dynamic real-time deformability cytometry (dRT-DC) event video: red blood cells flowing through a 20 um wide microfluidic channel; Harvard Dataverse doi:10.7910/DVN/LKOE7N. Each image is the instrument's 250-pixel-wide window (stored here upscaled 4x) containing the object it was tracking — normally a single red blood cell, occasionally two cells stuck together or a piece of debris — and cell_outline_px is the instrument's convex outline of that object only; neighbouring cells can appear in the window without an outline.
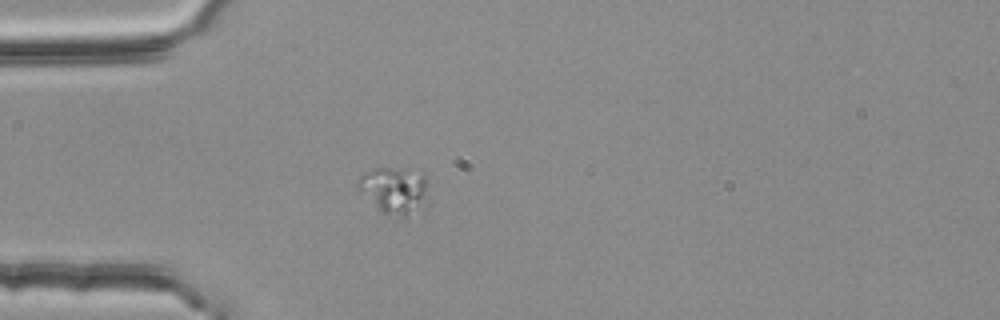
{"species": "common noctule bat (a hibernating species)", "species_latin": "Nyctalus noctula", "temperature_condition": "room temperature", "stored_images_in_passage": 3, "camera_frame_rate_fps": 3000, "um_per_image_px": 0.085, "animal": {"sex": "female", "body_mass_g": 25.1}, "frame": {"image": 1, "passage_image": 3, "time_ms": 0.667, "image_size_px": [1000, 320], "cell_outline_px": [[424, 188], [408, 220], [404, 220], [380, 212], [356, 188], [356, 180], [360, 176], [376, 168], [388, 168], [424, 172]], "centroid_in_image_um": [33.35, 16.18], "position_along_channel_um": 51.7, "area_um2": 18.26}}